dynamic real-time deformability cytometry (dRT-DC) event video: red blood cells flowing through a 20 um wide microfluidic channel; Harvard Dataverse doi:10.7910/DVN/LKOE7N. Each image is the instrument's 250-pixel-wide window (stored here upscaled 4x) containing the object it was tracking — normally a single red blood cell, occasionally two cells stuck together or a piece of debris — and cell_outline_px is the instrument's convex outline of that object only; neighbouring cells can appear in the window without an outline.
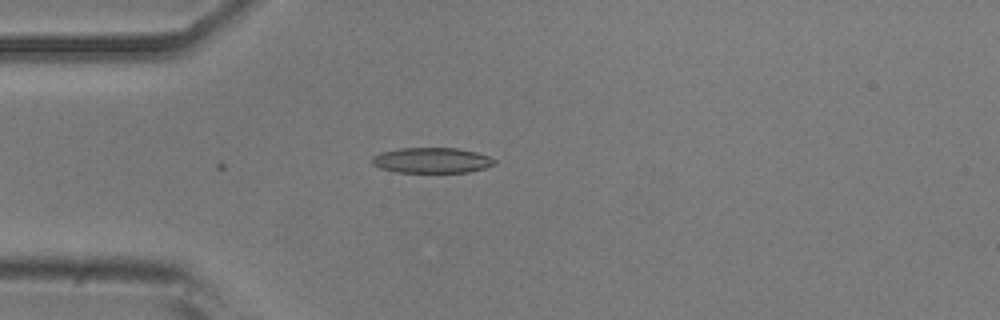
{"species": "common noctule bat (a hibernating species)", "species_latin": "Nyctalus noctula", "temperature_condition": "room temperature", "stored_images_in_passage": 4, "camera_frame_rate_fps": 3000, "um_per_image_px": 0.085, "animal": {"sex": "male", "body_mass_g": 20.5, "forearm_length_mm": 52.5}, "frame": {"image": 1, "passage_image": 1, "time_ms": 0.0, "image_size_px": [1000, 320], "cell_outline_px": [[496, 164], [484, 168], [468, 172], [396, 172], [380, 168], [372, 164], [372, 156], [380, 152], [400, 148], [456, 148], [476, 152], [488, 156], [496, 160]], "centroid_in_image_um": [36.69, 13.62], "position_along_channel_um": 48.3, "area_um2": 18.15}}